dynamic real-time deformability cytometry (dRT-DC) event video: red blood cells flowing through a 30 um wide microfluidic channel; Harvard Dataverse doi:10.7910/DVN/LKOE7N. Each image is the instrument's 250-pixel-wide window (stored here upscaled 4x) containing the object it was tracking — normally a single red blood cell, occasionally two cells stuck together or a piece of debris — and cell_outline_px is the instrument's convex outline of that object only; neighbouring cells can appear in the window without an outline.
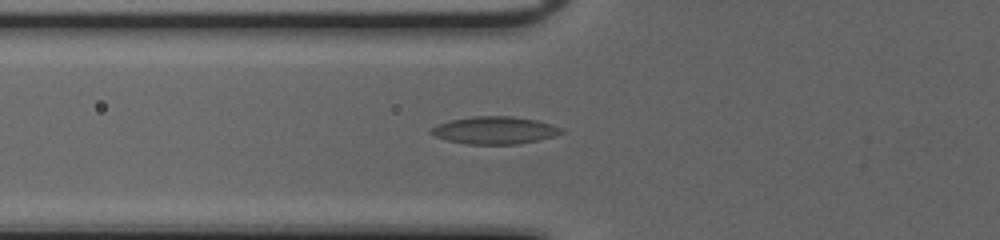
{"species": "common noctule bat (a hibernating species)", "species_latin": "Nyctalus noctula", "temperature_condition": "cold", "stored_images_in_passage": 52, "camera_frame_rate_fps": 3000, "um_per_image_px": 0.085, "animal": {"sex": "female", "body_mass_g": 20.0, "forearm_length_mm": 54.0}, "frame": {"image": 1, "passage_image": 21, "time_ms": 6.667, "image_size_px": [1000, 240], "cell_outline_px": [[564, 132], [556, 136], [516, 144], [468, 144], [448, 140], [436, 136], [428, 132], [432, 128], [440, 124], [452, 120], [472, 116], [512, 116], [536, 120], [552, 124], [564, 128]], "centroid_in_image_um": [42.1, 11.07], "position_along_channel_um": 83.7, "area_um2": 20.69}}
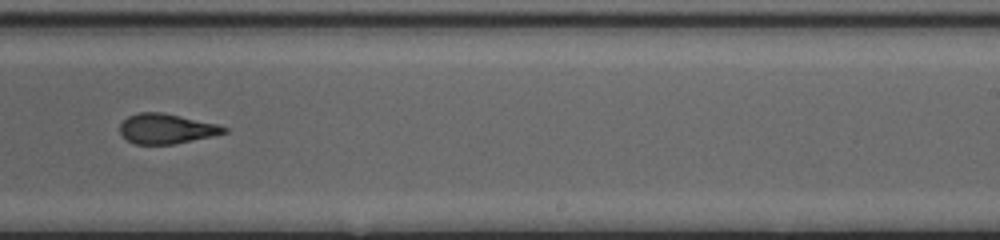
{"frame": {"image": 2, "passage_image": 35, "time_ms": 11.333, "image_size_px": [1000, 240], "cell_outline_px": [[228, 132], [212, 136], [176, 144], [136, 144], [128, 140], [120, 132], [120, 124], [128, 116], [136, 112], [164, 112], [216, 124], [228, 128]], "centroid_in_image_um": [14.14, 10.93], "position_along_channel_um": 274.9, "area_um2": 18.15}}
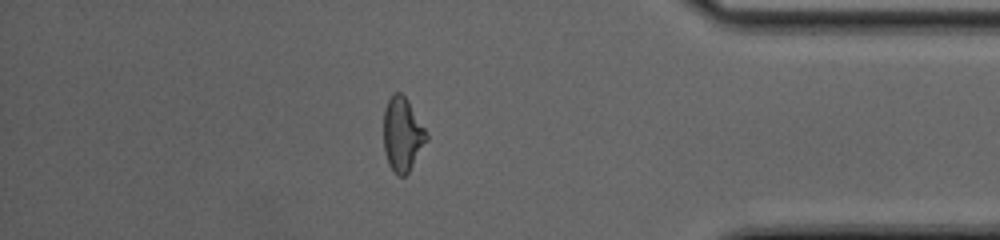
{"frame": {"image": 3, "passage_image": 46, "time_ms": 15.0, "image_size_px": [1000, 240], "cell_outline_px": [[428, 140], [408, 172], [404, 176], [396, 176], [388, 164], [384, 152], [384, 108], [392, 92], [400, 92], [408, 100], [424, 128], [428, 136]], "centroid_in_image_um": [34.19, 11.43], "position_along_channel_um": 401.0, "area_um2": 18.5}, "authors_computed_cell_mechanics": {"area_um2": 19.7098, "velocity_mm_per_s": 4.0791, "shape_relaxation_time_tau1_ms": null, "shape_relaxation_time_tau2_ms": 1.7705, "deformation_change_tau1": null, "deformation_change_tau2": 0.0984}}